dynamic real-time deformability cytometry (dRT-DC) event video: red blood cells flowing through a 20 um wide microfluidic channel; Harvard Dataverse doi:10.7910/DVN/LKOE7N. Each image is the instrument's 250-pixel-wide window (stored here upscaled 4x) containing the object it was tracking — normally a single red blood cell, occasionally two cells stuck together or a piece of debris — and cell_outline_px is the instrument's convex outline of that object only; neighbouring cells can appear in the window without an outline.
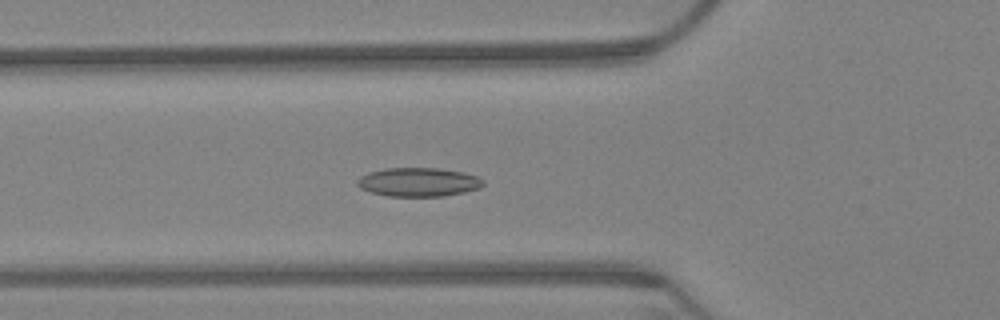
{"species": "Egyptian fruit bat (a non-hibernating species)", "species_latin": "Rousettus aegyptiacus", "temperature_condition": "warm", "stored_images_in_passage": 65, "camera_frame_rate_fps": 3000, "um_per_image_px": 0.085, "animal": {"sex": "female"}, "frame": {"image": 1, "passage_image": 24, "time_ms": 7.667, "image_size_px": [1000, 320], "cell_outline_px": [[484, 184], [480, 188], [464, 192], [444, 196], [388, 196], [372, 192], [360, 188], [356, 184], [356, 180], [360, 176], [368, 172], [384, 168], [440, 168], [464, 172], [476, 176], [484, 180]], "centroid_in_image_um": [35.56, 15.47], "position_along_channel_um": 90.2, "area_um2": 21.27}}
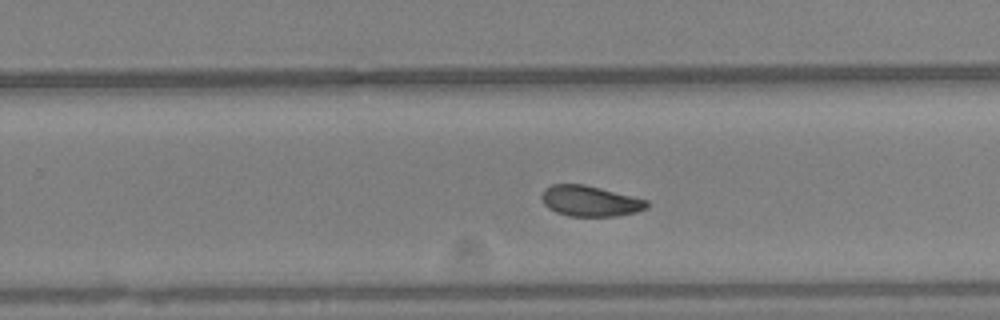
{"frame": {"image": 2, "passage_image": 42, "time_ms": 13.667, "image_size_px": [1000, 320], "cell_outline_px": [[648, 208], [636, 212], [616, 216], [568, 216], [556, 212], [548, 208], [544, 204], [540, 196], [544, 188], [552, 184], [584, 184], [648, 200]], "centroid_in_image_um": [50.13, 17.09], "position_along_channel_um": 279.7, "area_um2": 18.84}}
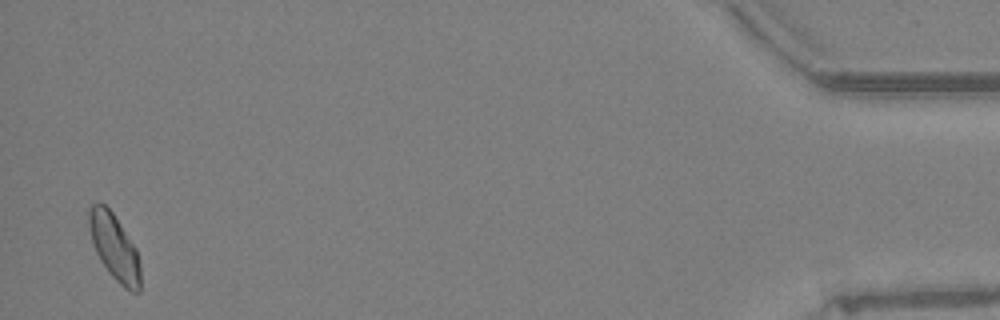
{"frame": {"image": 3, "passage_image": 64, "time_ms": 21.0, "image_size_px": [1000, 320], "cell_outline_px": [[140, 292], [132, 292], [124, 288], [108, 272], [100, 260], [96, 252], [92, 240], [88, 224], [88, 208], [92, 204], [104, 204], [112, 212], [136, 248], [140, 260]], "centroid_in_image_um": [9.73, 21.03], "position_along_channel_um": 425.5, "area_um2": 19.71}, "authors_computed_cell_mechanics": {"area_um2": 19.5942, "velocity_mm_per_s": 3.1691, "shape_relaxation_time_tau1_ms": 11.2643, "shape_relaxation_time_tau2_ms": 4.6735, "deformation_change_tau1": 0.1607, "deformation_change_tau2": 0.0796}}